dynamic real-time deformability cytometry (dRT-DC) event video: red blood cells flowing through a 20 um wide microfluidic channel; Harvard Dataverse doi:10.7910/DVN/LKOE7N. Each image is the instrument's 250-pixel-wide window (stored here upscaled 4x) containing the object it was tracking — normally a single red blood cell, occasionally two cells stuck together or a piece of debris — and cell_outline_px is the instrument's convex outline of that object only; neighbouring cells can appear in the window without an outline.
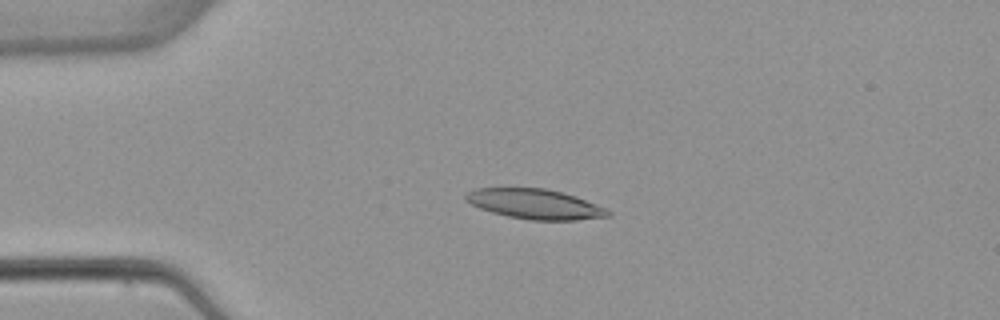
{"species": "common noctule bat (a hibernating species)", "species_latin": "Nyctalus noctula", "temperature_condition": "warm", "stored_images_in_passage": 4, "camera_frame_rate_fps": 3000, "um_per_image_px": 0.085, "animal": {"sex": "female", "body_mass_g": 22.7, "forearm_length_mm": 54.2}, "frame": {"image": 1, "passage_image": 4, "time_ms": 3.667, "image_size_px": [1000, 320], "cell_outline_px": [[612, 216], [576, 220], [528, 220], [508, 216], [492, 212], [480, 208], [464, 200], [464, 196], [468, 192], [476, 188], [544, 188], [576, 196], [608, 208], [612, 212]], "centroid_in_image_um": [45.52, 17.35], "position_along_channel_um": 39.5, "area_um2": 24.91}}